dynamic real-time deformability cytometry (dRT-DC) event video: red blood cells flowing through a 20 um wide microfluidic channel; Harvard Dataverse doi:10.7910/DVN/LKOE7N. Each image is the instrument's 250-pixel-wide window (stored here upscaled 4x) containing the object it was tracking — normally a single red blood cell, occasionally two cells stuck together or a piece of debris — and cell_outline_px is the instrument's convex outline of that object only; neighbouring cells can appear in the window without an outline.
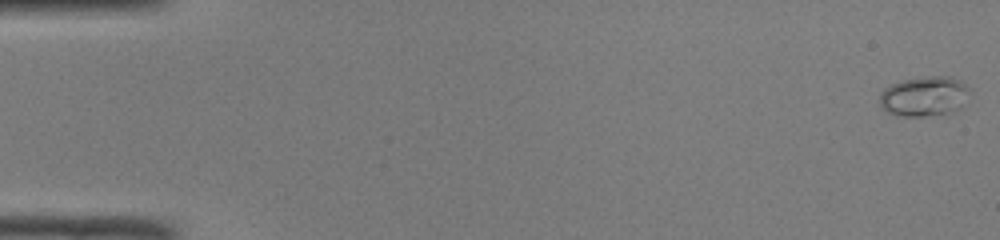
{"species": "common noctule bat (a hibernating species)", "species_latin": "Nyctalus noctula", "temperature_condition": "room temperature", "stored_images_in_passage": 50, "camera_frame_rate_fps": 3000, "um_per_image_px": 0.085, "animal": {"sex": "male", "body_mass_g": 19.0, "forearm_length_mm": 50.8}, "frame": {"image": 1, "passage_image": 1, "time_ms": 0.0, "image_size_px": [1000, 240], "cell_outline_px": [[968, 88], [960, 108], [948, 112], [924, 116], [896, 116], [888, 112], [880, 104], [880, 92], [884, 88], [892, 84], [904, 80], [928, 76], [952, 76], [960, 80]], "centroid_in_image_um": [78.51, 8.17], "position_along_channel_um": 6.5, "area_um2": 20.52}}
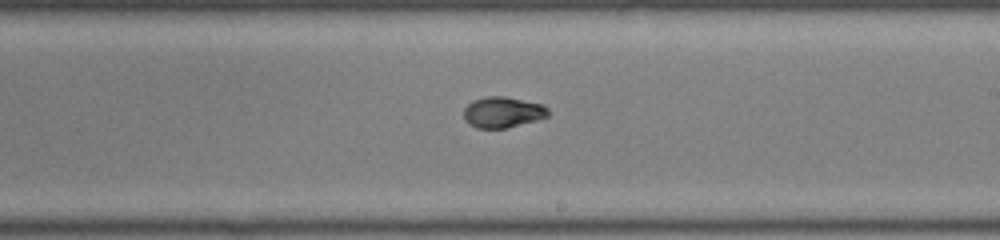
{"frame": {"image": 2, "passage_image": 30, "time_ms": 9.667, "image_size_px": [1000, 240], "cell_outline_px": [[548, 116], [536, 120], [504, 128], [476, 128], [468, 124], [464, 120], [464, 108], [472, 100], [484, 96], [504, 96], [544, 104], [548, 108]], "centroid_in_image_um": [42.7, 9.52], "position_along_channel_um": 246.3, "area_um2": 15.26}}
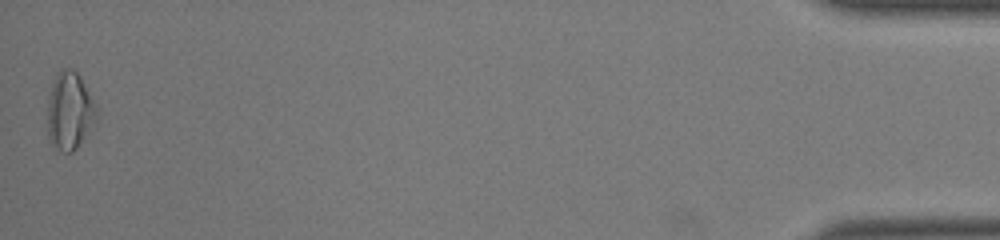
{"frame": {"image": 3, "passage_image": 50, "time_ms": 16.333, "image_size_px": [1000, 240], "cell_outline_px": [[96, 116], [76, 148], [72, 152], [64, 152], [52, 144], [48, 136], [48, 96], [56, 72], [60, 68], [72, 68], [80, 76], [96, 104]], "centroid_in_image_um": [5.88, 9.36], "position_along_channel_um": 429.3, "area_um2": 21.73}, "authors_computed_cell_mechanics": {"area_um2": 15.5482, "velocity_mm_per_s": 4.1201, "shape_relaxation_time_tau1_ms": 3.8959, "shape_relaxation_time_tau2_ms": null, "deformation_change_tau1": 0.1831, "deformation_change_tau2": null}}